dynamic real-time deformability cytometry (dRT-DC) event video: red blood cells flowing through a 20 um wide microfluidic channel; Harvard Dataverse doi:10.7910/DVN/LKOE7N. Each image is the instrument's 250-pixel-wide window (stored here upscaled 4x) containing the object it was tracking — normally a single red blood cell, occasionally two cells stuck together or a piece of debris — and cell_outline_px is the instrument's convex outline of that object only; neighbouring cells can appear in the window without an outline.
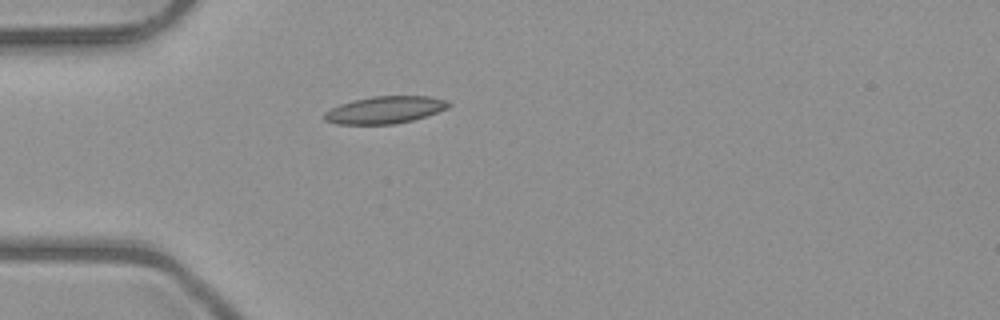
{"species": "common noctule bat (a hibernating species)", "species_latin": "Nyctalus noctula", "temperature_condition": "room temperature", "stored_images_in_passage": 37, "camera_frame_rate_fps": 3000, "um_per_image_px": 0.085, "animal": {"sex": "male", "body_mass_g": 23.1, "forearm_length_mm": 52.7}, "frame": {"image": 1, "passage_image": 1, "time_ms": 0.0, "image_size_px": [1000, 320], "cell_outline_px": [[452, 104], [448, 108], [412, 120], [396, 124], [336, 124], [324, 120], [324, 112], [340, 104], [352, 100], [372, 96], [428, 96], [448, 100]], "centroid_in_image_um": [32.72, 9.33], "position_along_channel_um": 52.3, "area_um2": 19.71}}
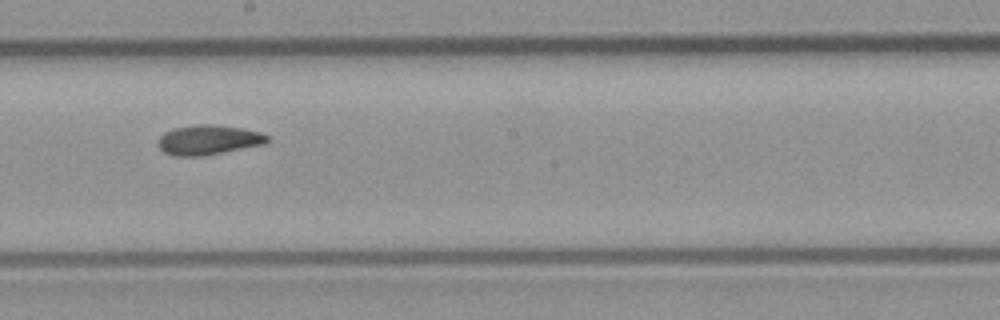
{"frame": {"image": 2, "passage_image": 15, "time_ms": 4.667, "image_size_px": [1000, 320], "cell_outline_px": [[272, 140], [264, 144], [200, 156], [176, 156], [164, 152], [156, 144], [160, 136], [164, 132], [172, 128], [200, 124], [212, 124], [240, 128], [260, 132], [268, 136]], "centroid_in_image_um": [17.69, 11.88], "position_along_channel_um": 230.5, "area_um2": 18.84}}
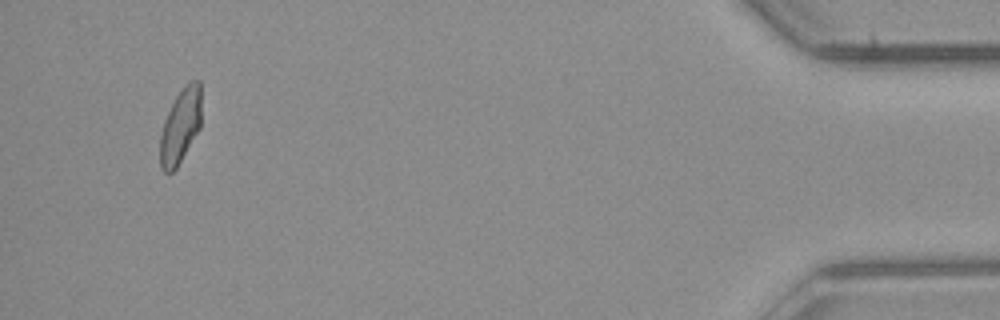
{"frame": {"image": 3, "passage_image": 35, "time_ms": 11.333, "image_size_px": [1000, 320], "cell_outline_px": [[200, 128], [176, 168], [172, 172], [164, 172], [160, 168], [160, 136], [164, 120], [176, 96], [192, 80], [200, 80]], "centroid_in_image_um": [15.32, 10.75], "position_along_channel_um": 419.9, "area_um2": 17.57}, "authors_computed_cell_mechanics": {"area_um2": 18.4382, "velocity_mm_per_s": 4.0294, "shape_relaxation_time_tau1_ms": 8.0839, "shape_relaxation_time_tau2_ms": 2.9124, "deformation_change_tau1": 0.1902, "deformation_change_tau2": 0.0922}}